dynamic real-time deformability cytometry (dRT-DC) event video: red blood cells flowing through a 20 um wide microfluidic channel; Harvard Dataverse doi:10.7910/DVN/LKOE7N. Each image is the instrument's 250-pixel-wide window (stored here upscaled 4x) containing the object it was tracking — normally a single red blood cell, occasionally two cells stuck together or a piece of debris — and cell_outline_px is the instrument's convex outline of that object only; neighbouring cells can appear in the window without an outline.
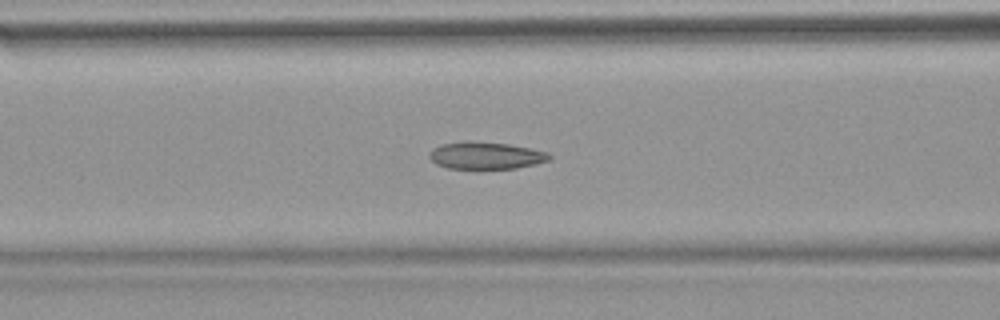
{"species": "common noctule bat (a hibernating species)", "species_latin": "Nyctalus noctula", "temperature_condition": "warm", "stored_images_in_passage": 53, "camera_frame_rate_fps": 3000, "um_per_image_px": 0.085, "animal": {"sex": "female", "body_mass_g": 18.4}, "frame": {"image": 1, "passage_image": 22, "time_ms": 7.0, "image_size_px": [1000, 320], "cell_outline_px": [[552, 156], [548, 160], [536, 164], [516, 168], [448, 168], [436, 164], [428, 156], [428, 152], [432, 148], [440, 144], [472, 140], [508, 144], [548, 152]], "centroid_in_image_um": [41.25, 13.2], "position_along_channel_um": 125.3, "area_um2": 19.02}}
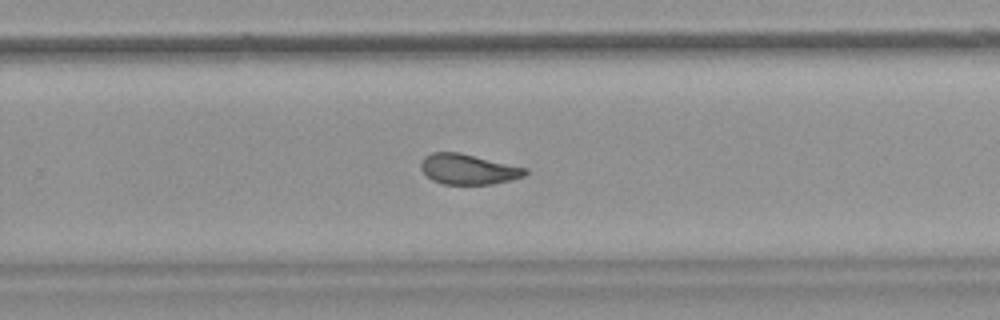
{"frame": {"image": 2, "passage_image": 35, "time_ms": 11.333, "image_size_px": [1000, 320], "cell_outline_px": [[528, 172], [524, 176], [512, 180], [492, 184], [444, 184], [432, 180], [420, 168], [420, 160], [424, 156], [432, 152], [460, 152], [528, 168]], "centroid_in_image_um": [39.8, 14.37], "position_along_channel_um": 290.0, "area_um2": 18.61}}
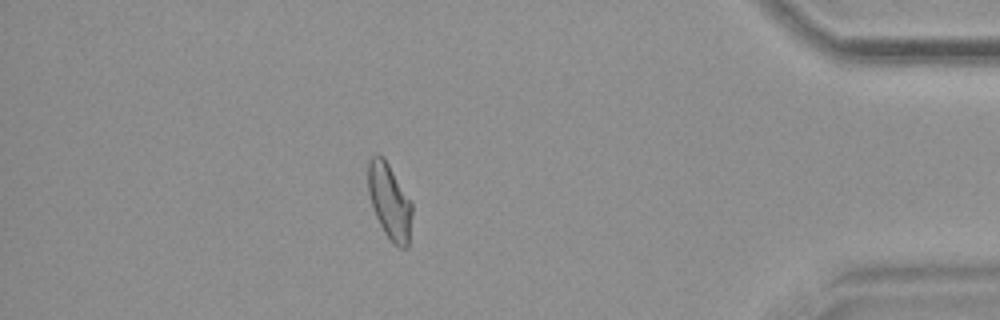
{"frame": {"image": 3, "passage_image": 47, "time_ms": 15.333, "image_size_px": [1000, 320], "cell_outline_px": [[412, 212], [408, 248], [400, 248], [392, 244], [384, 232], [372, 208], [368, 192], [368, 160], [376, 152], [384, 156], [412, 204]], "centroid_in_image_um": [33.09, 17.12], "position_along_channel_um": 402.1, "area_um2": 19.48}, "authors_computed_cell_mechanics": {"area_um2": 19.8832, "velocity_mm_per_s": 3.8092, "shape_relaxation_time_tau1_ms": 8.7092, "shape_relaxation_time_tau2_ms": 2.3338, "deformation_change_tau1": 0.1739, "deformation_change_tau2": 0.0812}}